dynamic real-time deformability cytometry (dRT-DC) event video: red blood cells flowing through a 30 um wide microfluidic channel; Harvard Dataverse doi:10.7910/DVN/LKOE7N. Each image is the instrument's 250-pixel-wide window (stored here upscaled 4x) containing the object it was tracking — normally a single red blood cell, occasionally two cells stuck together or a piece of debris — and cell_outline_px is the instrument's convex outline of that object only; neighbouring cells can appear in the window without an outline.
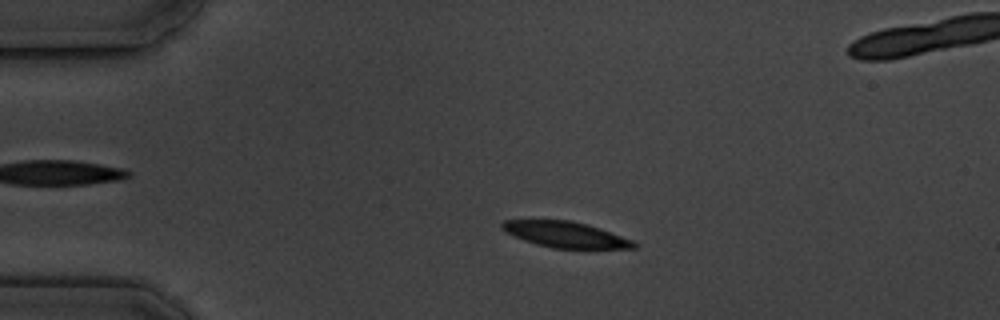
{"species": "common noctule bat (a hibernating species)", "species_latin": "Nyctalus noctula", "temperature_condition": "cold", "stored_images_in_passage": 4, "camera_frame_rate_fps": 3000, "um_per_image_px": 0.085, "animal": {"sex": "male", "body_mass_g": 19.5, "forearm_length_mm": 54.6}, "frame": {"image": 1, "passage_image": 2, "time_ms": 1.0, "image_size_px": [1000, 320], "cell_outline_px": [[636, 248], [552, 248], [536, 244], [524, 240], [504, 232], [500, 228], [500, 224], [504, 220], [572, 220], [588, 224], [600, 228], [632, 240], [636, 244]], "centroid_in_image_um": [48.01, 19.92], "position_along_channel_um": 37.0, "area_um2": 19.83}}